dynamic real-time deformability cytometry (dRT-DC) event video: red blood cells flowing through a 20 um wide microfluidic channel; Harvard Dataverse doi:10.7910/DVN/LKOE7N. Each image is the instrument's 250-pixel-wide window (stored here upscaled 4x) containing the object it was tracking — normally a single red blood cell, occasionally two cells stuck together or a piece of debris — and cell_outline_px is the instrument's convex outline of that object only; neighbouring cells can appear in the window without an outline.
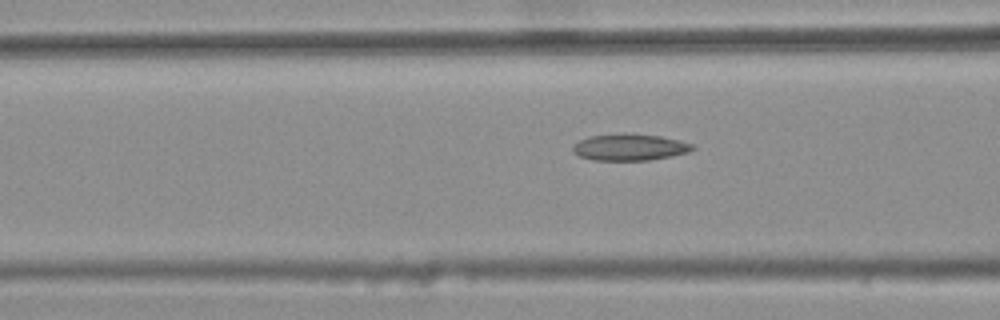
{"species": "common noctule bat (a hibernating species)", "species_latin": "Nyctalus noctula", "temperature_condition": "warm", "stored_images_in_passage": 5, "segment_of_instrument_passage": [2, 2], "camera_frame_rate_fps": 3000, "um_per_image_px": 0.085, "animal": {"sex": "female", "body_mass_g": 25.1}, "frame": {"image": 1, "passage_image": 5, "time_ms": 1.333, "image_size_px": [1000, 320], "cell_outline_px": [[696, 148], [688, 152], [672, 156], [648, 160], [592, 160], [580, 156], [572, 152], [572, 144], [588, 136], [660, 136], [692, 144]], "centroid_in_image_um": [53.49, 12.56], "position_along_channel_um": 113.1, "area_um2": 17.69}}